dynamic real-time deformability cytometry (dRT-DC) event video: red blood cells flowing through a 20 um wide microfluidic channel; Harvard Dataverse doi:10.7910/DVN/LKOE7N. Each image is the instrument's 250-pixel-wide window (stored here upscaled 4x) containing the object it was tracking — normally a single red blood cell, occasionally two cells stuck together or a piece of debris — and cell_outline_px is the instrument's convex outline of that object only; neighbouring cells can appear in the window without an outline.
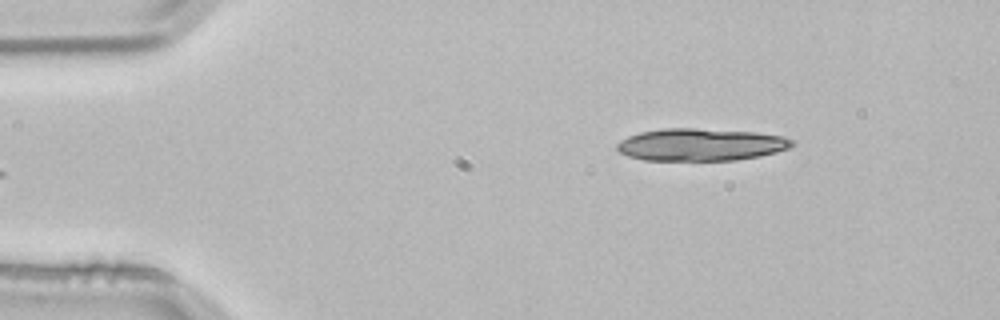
{"species": "common noctule bat (a hibernating species)", "species_latin": "Nyctalus noctula", "temperature_condition": "room temperature", "stored_images_in_passage": 4, "camera_frame_rate_fps": 3000, "um_per_image_px": 0.085, "animal": {"sex": "male", "body_mass_g": 21.5, "forearm_length_mm": 52.0}, "frame": {"image": 1, "passage_image": 4, "time_ms": 1.0, "image_size_px": [1000, 320], "cell_outline_px": [[796, 144], [788, 148], [776, 152], [760, 156], [736, 160], [644, 160], [628, 156], [620, 152], [616, 148], [616, 144], [620, 140], [628, 136], [640, 132], [660, 128], [696, 128], [756, 132], [784, 136], [792, 140]], "centroid_in_image_um": [59.56, 12.28], "position_along_channel_um": 25.4, "area_um2": 33.18}}